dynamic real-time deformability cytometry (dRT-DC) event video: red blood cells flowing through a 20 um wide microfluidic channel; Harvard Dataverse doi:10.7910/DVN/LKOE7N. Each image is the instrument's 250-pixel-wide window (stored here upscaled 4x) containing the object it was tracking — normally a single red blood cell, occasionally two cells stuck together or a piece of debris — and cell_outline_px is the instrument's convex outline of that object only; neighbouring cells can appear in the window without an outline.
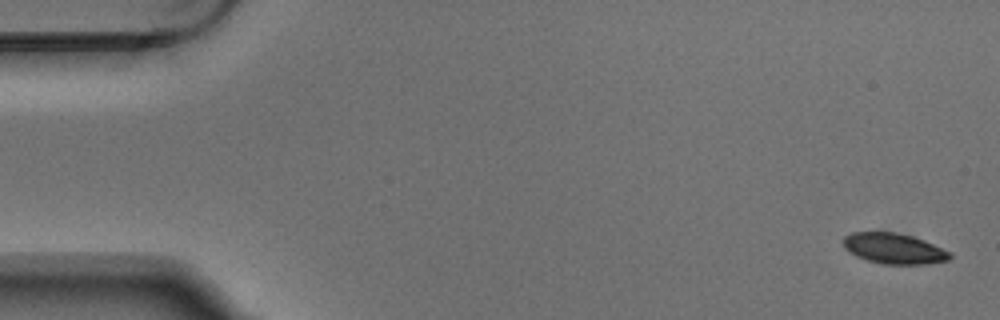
{"species": "Egyptian fruit bat (a non-hibernating species)", "species_latin": "Rousettus aegyptiacus", "temperature_condition": "warm", "stored_images_in_passage": 5, "segment_of_instrument_passage": [1, 2], "camera_frame_rate_fps": 3000, "um_per_image_px": 0.085, "animal": {"sex": "male"}, "frame": {"image": 1, "passage_image": 1, "time_ms": 0.0, "image_size_px": [1000, 320], "cell_outline_px": [[952, 256], [948, 260], [928, 264], [884, 264], [868, 260], [856, 256], [848, 252], [844, 248], [844, 236], [852, 232], [896, 232], [912, 236], [924, 240], [952, 252]], "centroid_in_image_um": [76.0, 21.12], "position_along_channel_um": 9.0, "area_um2": 19.07}}